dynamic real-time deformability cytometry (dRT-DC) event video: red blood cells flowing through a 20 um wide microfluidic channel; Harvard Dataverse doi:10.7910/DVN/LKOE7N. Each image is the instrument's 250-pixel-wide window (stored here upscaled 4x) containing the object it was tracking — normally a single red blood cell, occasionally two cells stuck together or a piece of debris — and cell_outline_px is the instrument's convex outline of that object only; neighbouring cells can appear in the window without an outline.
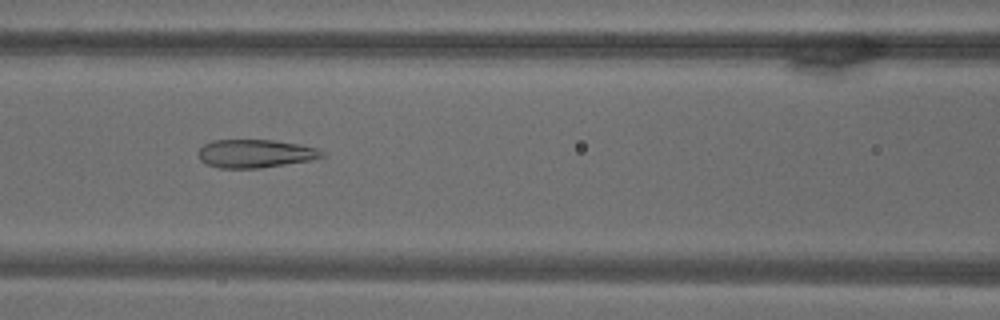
{"species": "common noctule bat (a hibernating species)", "species_latin": "Nyctalus noctula", "temperature_condition": "warm", "stored_images_in_passage": 69, "camera_frame_rate_fps": 3000, "um_per_image_px": 0.085, "animal": {"sex": "male", "body_mass_g": 18.8}, "frame": {"image": 1, "passage_image": 30, "time_ms": 9.667, "image_size_px": [1000, 320], "cell_outline_px": [[324, 156], [312, 160], [260, 168], [220, 168], [208, 164], [200, 160], [196, 152], [204, 144], [212, 140], [276, 140], [300, 144], [316, 148], [324, 152]], "centroid_in_image_um": [21.69, 13.05], "position_along_channel_um": 144.9, "area_um2": 20.46}}
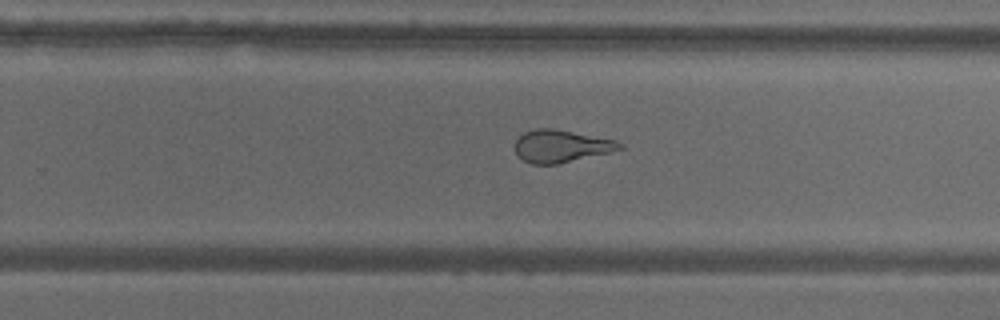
{"frame": {"image": 2, "passage_image": 44, "time_ms": 14.333, "image_size_px": [1000, 320], "cell_outline_px": [[624, 148], [608, 152], [556, 164], [532, 164], [516, 156], [516, 140], [524, 132], [536, 128], [556, 128], [616, 140], [624, 144]], "centroid_in_image_um": [47.69, 12.4], "position_along_channel_um": 282.1, "area_um2": 19.71}}
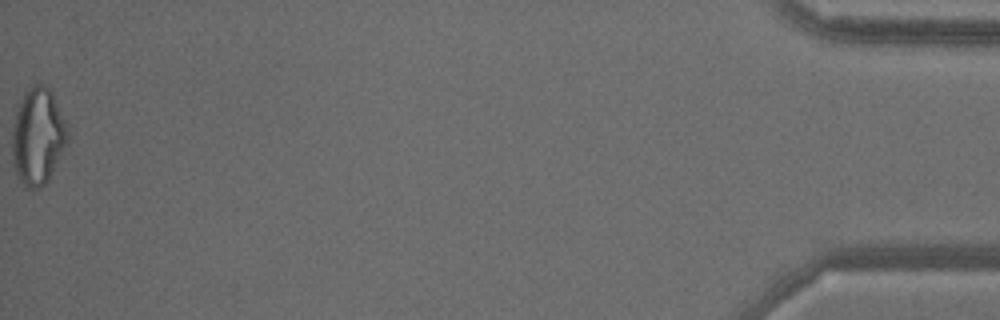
{"frame": {"image": 3, "passage_image": 69, "time_ms": 22.667, "image_size_px": [1000, 320], "cell_outline_px": [[68, 140], [48, 180], [40, 188], [28, 188], [20, 180], [16, 172], [12, 152], [12, 128], [16, 112], [24, 92], [32, 84], [48, 84], [52, 92], [68, 128]], "centroid_in_image_um": [3.22, 11.55], "position_along_channel_um": 432.0, "area_um2": 31.04}}